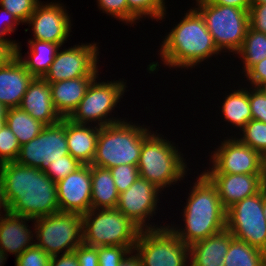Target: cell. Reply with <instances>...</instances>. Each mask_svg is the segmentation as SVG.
I'll return each mask as SVG.
<instances>
[{
	"label": "cell",
	"instance_id": "ee69618b",
	"mask_svg": "<svg viewBox=\"0 0 266 266\" xmlns=\"http://www.w3.org/2000/svg\"><path fill=\"white\" fill-rule=\"evenodd\" d=\"M245 81H246L247 86H251L255 88H259L263 83L266 82V58H264L262 61L255 64L244 75V83Z\"/></svg>",
	"mask_w": 266,
	"mask_h": 266
},
{
	"label": "cell",
	"instance_id": "8992f818",
	"mask_svg": "<svg viewBox=\"0 0 266 266\" xmlns=\"http://www.w3.org/2000/svg\"><path fill=\"white\" fill-rule=\"evenodd\" d=\"M83 243L89 246H125L130 251L141 228L117 208L90 209L82 215Z\"/></svg>",
	"mask_w": 266,
	"mask_h": 266
},
{
	"label": "cell",
	"instance_id": "83f0119b",
	"mask_svg": "<svg viewBox=\"0 0 266 266\" xmlns=\"http://www.w3.org/2000/svg\"><path fill=\"white\" fill-rule=\"evenodd\" d=\"M5 124L14 133L21 146L37 137L46 126L19 107L7 109Z\"/></svg>",
	"mask_w": 266,
	"mask_h": 266
},
{
	"label": "cell",
	"instance_id": "ab89813d",
	"mask_svg": "<svg viewBox=\"0 0 266 266\" xmlns=\"http://www.w3.org/2000/svg\"><path fill=\"white\" fill-rule=\"evenodd\" d=\"M129 252L125 246L98 247L99 266H119Z\"/></svg>",
	"mask_w": 266,
	"mask_h": 266
},
{
	"label": "cell",
	"instance_id": "5b68a950",
	"mask_svg": "<svg viewBox=\"0 0 266 266\" xmlns=\"http://www.w3.org/2000/svg\"><path fill=\"white\" fill-rule=\"evenodd\" d=\"M135 123L125 119L100 127L96 153L91 165L106 169L121 164L137 166L142 143L153 131L150 126Z\"/></svg>",
	"mask_w": 266,
	"mask_h": 266
},
{
	"label": "cell",
	"instance_id": "7a4b0ae2",
	"mask_svg": "<svg viewBox=\"0 0 266 266\" xmlns=\"http://www.w3.org/2000/svg\"><path fill=\"white\" fill-rule=\"evenodd\" d=\"M165 35L157 52L166 68L176 71L181 68L186 72L221 54L204 18L194 6Z\"/></svg>",
	"mask_w": 266,
	"mask_h": 266
},
{
	"label": "cell",
	"instance_id": "8d00e7d4",
	"mask_svg": "<svg viewBox=\"0 0 266 266\" xmlns=\"http://www.w3.org/2000/svg\"><path fill=\"white\" fill-rule=\"evenodd\" d=\"M97 7L101 13L114 17L126 25H128V2L127 0H97Z\"/></svg>",
	"mask_w": 266,
	"mask_h": 266
},
{
	"label": "cell",
	"instance_id": "c3c4849f",
	"mask_svg": "<svg viewBox=\"0 0 266 266\" xmlns=\"http://www.w3.org/2000/svg\"><path fill=\"white\" fill-rule=\"evenodd\" d=\"M119 266H142V263L141 259L133 250L126 255V257L121 261Z\"/></svg>",
	"mask_w": 266,
	"mask_h": 266
},
{
	"label": "cell",
	"instance_id": "277c9868",
	"mask_svg": "<svg viewBox=\"0 0 266 266\" xmlns=\"http://www.w3.org/2000/svg\"><path fill=\"white\" fill-rule=\"evenodd\" d=\"M157 131H153L143 141L137 167L139 177L164 191L176 183L179 185L190 169L187 166V157H183L178 145L165 139L164 135Z\"/></svg>",
	"mask_w": 266,
	"mask_h": 266
},
{
	"label": "cell",
	"instance_id": "4316f807",
	"mask_svg": "<svg viewBox=\"0 0 266 266\" xmlns=\"http://www.w3.org/2000/svg\"><path fill=\"white\" fill-rule=\"evenodd\" d=\"M91 209L116 208L119 193L111 171L91 165Z\"/></svg>",
	"mask_w": 266,
	"mask_h": 266
},
{
	"label": "cell",
	"instance_id": "681fc988",
	"mask_svg": "<svg viewBox=\"0 0 266 266\" xmlns=\"http://www.w3.org/2000/svg\"><path fill=\"white\" fill-rule=\"evenodd\" d=\"M3 209V210H2ZM10 212L9 203L6 198L4 183L0 175V216Z\"/></svg>",
	"mask_w": 266,
	"mask_h": 266
},
{
	"label": "cell",
	"instance_id": "1f68e13d",
	"mask_svg": "<svg viewBox=\"0 0 266 266\" xmlns=\"http://www.w3.org/2000/svg\"><path fill=\"white\" fill-rule=\"evenodd\" d=\"M234 132L236 138L242 143L258 153L263 154L266 152V123L259 120H250L240 131ZM241 133V134H240Z\"/></svg>",
	"mask_w": 266,
	"mask_h": 266
},
{
	"label": "cell",
	"instance_id": "7bdbcfd3",
	"mask_svg": "<svg viewBox=\"0 0 266 266\" xmlns=\"http://www.w3.org/2000/svg\"><path fill=\"white\" fill-rule=\"evenodd\" d=\"M73 252L77 257L80 266H99L98 247L82 243L76 247Z\"/></svg>",
	"mask_w": 266,
	"mask_h": 266
},
{
	"label": "cell",
	"instance_id": "60d3db41",
	"mask_svg": "<svg viewBox=\"0 0 266 266\" xmlns=\"http://www.w3.org/2000/svg\"><path fill=\"white\" fill-rule=\"evenodd\" d=\"M248 87L252 119L266 123V95L259 88Z\"/></svg>",
	"mask_w": 266,
	"mask_h": 266
},
{
	"label": "cell",
	"instance_id": "f5cc1de1",
	"mask_svg": "<svg viewBox=\"0 0 266 266\" xmlns=\"http://www.w3.org/2000/svg\"><path fill=\"white\" fill-rule=\"evenodd\" d=\"M7 256L8 255L0 249V266L5 265V261H7Z\"/></svg>",
	"mask_w": 266,
	"mask_h": 266
},
{
	"label": "cell",
	"instance_id": "3957f363",
	"mask_svg": "<svg viewBox=\"0 0 266 266\" xmlns=\"http://www.w3.org/2000/svg\"><path fill=\"white\" fill-rule=\"evenodd\" d=\"M197 174L196 181L189 188L185 207L181 209L183 212H180L184 225L167 224L188 246L226 228V209L222 206L216 186L203 172Z\"/></svg>",
	"mask_w": 266,
	"mask_h": 266
},
{
	"label": "cell",
	"instance_id": "74e56055",
	"mask_svg": "<svg viewBox=\"0 0 266 266\" xmlns=\"http://www.w3.org/2000/svg\"><path fill=\"white\" fill-rule=\"evenodd\" d=\"M0 8V42L11 47L15 51L18 42L16 40H10V38H6L5 36L18 30L17 26L20 25L21 22L5 8Z\"/></svg>",
	"mask_w": 266,
	"mask_h": 266
},
{
	"label": "cell",
	"instance_id": "f907efd6",
	"mask_svg": "<svg viewBox=\"0 0 266 266\" xmlns=\"http://www.w3.org/2000/svg\"><path fill=\"white\" fill-rule=\"evenodd\" d=\"M260 177H261L262 186H263V188L266 189V152L261 154V173H260Z\"/></svg>",
	"mask_w": 266,
	"mask_h": 266
},
{
	"label": "cell",
	"instance_id": "f1b7e54d",
	"mask_svg": "<svg viewBox=\"0 0 266 266\" xmlns=\"http://www.w3.org/2000/svg\"><path fill=\"white\" fill-rule=\"evenodd\" d=\"M236 57L241 59L243 65L240 70H242L241 75L244 76L255 64L266 58V34L248 27Z\"/></svg>",
	"mask_w": 266,
	"mask_h": 266
},
{
	"label": "cell",
	"instance_id": "f35d334b",
	"mask_svg": "<svg viewBox=\"0 0 266 266\" xmlns=\"http://www.w3.org/2000/svg\"><path fill=\"white\" fill-rule=\"evenodd\" d=\"M50 258L40 247L33 244L15 259V266H50Z\"/></svg>",
	"mask_w": 266,
	"mask_h": 266
},
{
	"label": "cell",
	"instance_id": "cb8c5ba5",
	"mask_svg": "<svg viewBox=\"0 0 266 266\" xmlns=\"http://www.w3.org/2000/svg\"><path fill=\"white\" fill-rule=\"evenodd\" d=\"M95 78L78 77L49 83L53 105L62 118H68L73 113Z\"/></svg>",
	"mask_w": 266,
	"mask_h": 266
},
{
	"label": "cell",
	"instance_id": "bcb514c9",
	"mask_svg": "<svg viewBox=\"0 0 266 266\" xmlns=\"http://www.w3.org/2000/svg\"><path fill=\"white\" fill-rule=\"evenodd\" d=\"M213 4L224 5V6H233L240 9L249 11L251 6V0H208Z\"/></svg>",
	"mask_w": 266,
	"mask_h": 266
},
{
	"label": "cell",
	"instance_id": "4fadbf2b",
	"mask_svg": "<svg viewBox=\"0 0 266 266\" xmlns=\"http://www.w3.org/2000/svg\"><path fill=\"white\" fill-rule=\"evenodd\" d=\"M159 193L163 192L156 185L138 177L126 191L119 194L116 208L142 230L165 227L167 223L158 225L150 222L160 209L158 203L162 195L159 196Z\"/></svg>",
	"mask_w": 266,
	"mask_h": 266
},
{
	"label": "cell",
	"instance_id": "d590c367",
	"mask_svg": "<svg viewBox=\"0 0 266 266\" xmlns=\"http://www.w3.org/2000/svg\"><path fill=\"white\" fill-rule=\"evenodd\" d=\"M41 0H0V7L13 14L22 24H26Z\"/></svg>",
	"mask_w": 266,
	"mask_h": 266
},
{
	"label": "cell",
	"instance_id": "6da1fadb",
	"mask_svg": "<svg viewBox=\"0 0 266 266\" xmlns=\"http://www.w3.org/2000/svg\"><path fill=\"white\" fill-rule=\"evenodd\" d=\"M0 175L12 214L35 220L59 212L57 183L42 169L6 162Z\"/></svg>",
	"mask_w": 266,
	"mask_h": 266
},
{
	"label": "cell",
	"instance_id": "816d5d0a",
	"mask_svg": "<svg viewBox=\"0 0 266 266\" xmlns=\"http://www.w3.org/2000/svg\"><path fill=\"white\" fill-rule=\"evenodd\" d=\"M6 113H7V108L0 103V129L6 123Z\"/></svg>",
	"mask_w": 266,
	"mask_h": 266
},
{
	"label": "cell",
	"instance_id": "e575fe53",
	"mask_svg": "<svg viewBox=\"0 0 266 266\" xmlns=\"http://www.w3.org/2000/svg\"><path fill=\"white\" fill-rule=\"evenodd\" d=\"M109 170L119 194L126 191L139 177L138 167L134 165L121 164Z\"/></svg>",
	"mask_w": 266,
	"mask_h": 266
},
{
	"label": "cell",
	"instance_id": "603a6c76",
	"mask_svg": "<svg viewBox=\"0 0 266 266\" xmlns=\"http://www.w3.org/2000/svg\"><path fill=\"white\" fill-rule=\"evenodd\" d=\"M99 130L100 126L77 124L66 118V140L69 154L81 164H92Z\"/></svg>",
	"mask_w": 266,
	"mask_h": 266
},
{
	"label": "cell",
	"instance_id": "ba28073f",
	"mask_svg": "<svg viewBox=\"0 0 266 266\" xmlns=\"http://www.w3.org/2000/svg\"><path fill=\"white\" fill-rule=\"evenodd\" d=\"M97 76L89 85L85 96L77 108L68 117L77 124H92L100 127L121 122L126 119L114 117L111 114L127 92V84L124 78L105 82ZM99 80V82H98ZM125 81V82H124ZM109 116V118H108Z\"/></svg>",
	"mask_w": 266,
	"mask_h": 266
},
{
	"label": "cell",
	"instance_id": "8fae6325",
	"mask_svg": "<svg viewBox=\"0 0 266 266\" xmlns=\"http://www.w3.org/2000/svg\"><path fill=\"white\" fill-rule=\"evenodd\" d=\"M226 229L234 238L266 253V218L263 212V189L234 203L226 210Z\"/></svg>",
	"mask_w": 266,
	"mask_h": 266
},
{
	"label": "cell",
	"instance_id": "d6986e66",
	"mask_svg": "<svg viewBox=\"0 0 266 266\" xmlns=\"http://www.w3.org/2000/svg\"><path fill=\"white\" fill-rule=\"evenodd\" d=\"M31 221L34 220L11 212L0 216V249L4 253L13 254L17 259L34 244V224L28 225Z\"/></svg>",
	"mask_w": 266,
	"mask_h": 266
},
{
	"label": "cell",
	"instance_id": "836d02e7",
	"mask_svg": "<svg viewBox=\"0 0 266 266\" xmlns=\"http://www.w3.org/2000/svg\"><path fill=\"white\" fill-rule=\"evenodd\" d=\"M82 164L70 154L62 159L53 161L44 167L43 172L53 181L58 182L64 179L68 174L74 172Z\"/></svg>",
	"mask_w": 266,
	"mask_h": 266
},
{
	"label": "cell",
	"instance_id": "484cf974",
	"mask_svg": "<svg viewBox=\"0 0 266 266\" xmlns=\"http://www.w3.org/2000/svg\"><path fill=\"white\" fill-rule=\"evenodd\" d=\"M242 84L235 87V89L230 90V93L228 94L226 92V96L223 98V103L221 107V114L222 118L221 122H227L226 124V130L227 126H232L236 130H241L250 120H252V114L250 109V103H249V89L248 87H241ZM232 91V92H231ZM229 123V124H228Z\"/></svg>",
	"mask_w": 266,
	"mask_h": 266
},
{
	"label": "cell",
	"instance_id": "7dc6e473",
	"mask_svg": "<svg viewBox=\"0 0 266 266\" xmlns=\"http://www.w3.org/2000/svg\"><path fill=\"white\" fill-rule=\"evenodd\" d=\"M14 55L15 51L11 47L0 42V68H2Z\"/></svg>",
	"mask_w": 266,
	"mask_h": 266
},
{
	"label": "cell",
	"instance_id": "9c48e42d",
	"mask_svg": "<svg viewBox=\"0 0 266 266\" xmlns=\"http://www.w3.org/2000/svg\"><path fill=\"white\" fill-rule=\"evenodd\" d=\"M34 224V244L50 257L67 254L83 243L82 215L56 212L37 218Z\"/></svg>",
	"mask_w": 266,
	"mask_h": 266
},
{
	"label": "cell",
	"instance_id": "30bf717a",
	"mask_svg": "<svg viewBox=\"0 0 266 266\" xmlns=\"http://www.w3.org/2000/svg\"><path fill=\"white\" fill-rule=\"evenodd\" d=\"M134 251L142 266H190L189 246L168 226L141 230Z\"/></svg>",
	"mask_w": 266,
	"mask_h": 266
},
{
	"label": "cell",
	"instance_id": "52a82bcc",
	"mask_svg": "<svg viewBox=\"0 0 266 266\" xmlns=\"http://www.w3.org/2000/svg\"><path fill=\"white\" fill-rule=\"evenodd\" d=\"M194 6L204 18L218 50L234 55L241 48L249 27L248 11L233 6L213 4L208 0H195Z\"/></svg>",
	"mask_w": 266,
	"mask_h": 266
},
{
	"label": "cell",
	"instance_id": "44dd1931",
	"mask_svg": "<svg viewBox=\"0 0 266 266\" xmlns=\"http://www.w3.org/2000/svg\"><path fill=\"white\" fill-rule=\"evenodd\" d=\"M33 78L14 55L0 68V103L7 109L19 107Z\"/></svg>",
	"mask_w": 266,
	"mask_h": 266
},
{
	"label": "cell",
	"instance_id": "d4e9b609",
	"mask_svg": "<svg viewBox=\"0 0 266 266\" xmlns=\"http://www.w3.org/2000/svg\"><path fill=\"white\" fill-rule=\"evenodd\" d=\"M28 51L22 55L21 43H18L15 55L23 63L26 70L34 78H44L50 69L58 50L61 48L59 43L28 39Z\"/></svg>",
	"mask_w": 266,
	"mask_h": 266
},
{
	"label": "cell",
	"instance_id": "d6a6232c",
	"mask_svg": "<svg viewBox=\"0 0 266 266\" xmlns=\"http://www.w3.org/2000/svg\"><path fill=\"white\" fill-rule=\"evenodd\" d=\"M21 145L11 129L5 124L0 129V163L16 161Z\"/></svg>",
	"mask_w": 266,
	"mask_h": 266
},
{
	"label": "cell",
	"instance_id": "9a60e30c",
	"mask_svg": "<svg viewBox=\"0 0 266 266\" xmlns=\"http://www.w3.org/2000/svg\"><path fill=\"white\" fill-rule=\"evenodd\" d=\"M68 154L66 118H63L56 124L45 126L37 137L23 144L16 162L43 170L51 162Z\"/></svg>",
	"mask_w": 266,
	"mask_h": 266
},
{
	"label": "cell",
	"instance_id": "5bb4252c",
	"mask_svg": "<svg viewBox=\"0 0 266 266\" xmlns=\"http://www.w3.org/2000/svg\"><path fill=\"white\" fill-rule=\"evenodd\" d=\"M229 137H224L215 150L209 154V167L203 173L224 174H260L261 154L251 147L242 144L231 131ZM211 164V166H210Z\"/></svg>",
	"mask_w": 266,
	"mask_h": 266
},
{
	"label": "cell",
	"instance_id": "7402d4cb",
	"mask_svg": "<svg viewBox=\"0 0 266 266\" xmlns=\"http://www.w3.org/2000/svg\"><path fill=\"white\" fill-rule=\"evenodd\" d=\"M232 233L226 228L189 246L190 266H224Z\"/></svg>",
	"mask_w": 266,
	"mask_h": 266
},
{
	"label": "cell",
	"instance_id": "7c38bea8",
	"mask_svg": "<svg viewBox=\"0 0 266 266\" xmlns=\"http://www.w3.org/2000/svg\"><path fill=\"white\" fill-rule=\"evenodd\" d=\"M99 43H80L68 48H61L52 62L49 71L44 76L48 83L78 77L99 76Z\"/></svg>",
	"mask_w": 266,
	"mask_h": 266
},
{
	"label": "cell",
	"instance_id": "ffe728a7",
	"mask_svg": "<svg viewBox=\"0 0 266 266\" xmlns=\"http://www.w3.org/2000/svg\"><path fill=\"white\" fill-rule=\"evenodd\" d=\"M19 108L46 126L56 124L63 119L53 105L50 85L44 78H33Z\"/></svg>",
	"mask_w": 266,
	"mask_h": 266
},
{
	"label": "cell",
	"instance_id": "11a10c76",
	"mask_svg": "<svg viewBox=\"0 0 266 266\" xmlns=\"http://www.w3.org/2000/svg\"><path fill=\"white\" fill-rule=\"evenodd\" d=\"M252 4H263L266 3V0H251Z\"/></svg>",
	"mask_w": 266,
	"mask_h": 266
},
{
	"label": "cell",
	"instance_id": "db71d44e",
	"mask_svg": "<svg viewBox=\"0 0 266 266\" xmlns=\"http://www.w3.org/2000/svg\"><path fill=\"white\" fill-rule=\"evenodd\" d=\"M263 212L266 218V189L263 188Z\"/></svg>",
	"mask_w": 266,
	"mask_h": 266
},
{
	"label": "cell",
	"instance_id": "e0dca14e",
	"mask_svg": "<svg viewBox=\"0 0 266 266\" xmlns=\"http://www.w3.org/2000/svg\"><path fill=\"white\" fill-rule=\"evenodd\" d=\"M56 183L60 212L84 215L91 209V165L82 164Z\"/></svg>",
	"mask_w": 266,
	"mask_h": 266
},
{
	"label": "cell",
	"instance_id": "2e32d148",
	"mask_svg": "<svg viewBox=\"0 0 266 266\" xmlns=\"http://www.w3.org/2000/svg\"><path fill=\"white\" fill-rule=\"evenodd\" d=\"M41 1L28 19V26H32L33 37L31 39L59 43L63 46L73 32L72 17L62 2Z\"/></svg>",
	"mask_w": 266,
	"mask_h": 266
},
{
	"label": "cell",
	"instance_id": "f546056e",
	"mask_svg": "<svg viewBox=\"0 0 266 266\" xmlns=\"http://www.w3.org/2000/svg\"><path fill=\"white\" fill-rule=\"evenodd\" d=\"M266 253L259 248L232 237L224 266H265Z\"/></svg>",
	"mask_w": 266,
	"mask_h": 266
},
{
	"label": "cell",
	"instance_id": "b9f144b4",
	"mask_svg": "<svg viewBox=\"0 0 266 266\" xmlns=\"http://www.w3.org/2000/svg\"><path fill=\"white\" fill-rule=\"evenodd\" d=\"M248 16L249 27L266 34V3L251 4Z\"/></svg>",
	"mask_w": 266,
	"mask_h": 266
},
{
	"label": "cell",
	"instance_id": "9f6ffc18",
	"mask_svg": "<svg viewBox=\"0 0 266 266\" xmlns=\"http://www.w3.org/2000/svg\"><path fill=\"white\" fill-rule=\"evenodd\" d=\"M259 89L266 95V82L265 83H263L260 87H259Z\"/></svg>",
	"mask_w": 266,
	"mask_h": 266
},
{
	"label": "cell",
	"instance_id": "f6af8a7d",
	"mask_svg": "<svg viewBox=\"0 0 266 266\" xmlns=\"http://www.w3.org/2000/svg\"><path fill=\"white\" fill-rule=\"evenodd\" d=\"M50 266H80L74 252L55 255L50 258Z\"/></svg>",
	"mask_w": 266,
	"mask_h": 266
},
{
	"label": "cell",
	"instance_id": "4dcf8cb0",
	"mask_svg": "<svg viewBox=\"0 0 266 266\" xmlns=\"http://www.w3.org/2000/svg\"><path fill=\"white\" fill-rule=\"evenodd\" d=\"M127 2L128 26L131 25V27L146 17L161 23L160 21H165L166 14H168L166 0H127Z\"/></svg>",
	"mask_w": 266,
	"mask_h": 266
},
{
	"label": "cell",
	"instance_id": "ac0fdd59",
	"mask_svg": "<svg viewBox=\"0 0 266 266\" xmlns=\"http://www.w3.org/2000/svg\"><path fill=\"white\" fill-rule=\"evenodd\" d=\"M216 186L222 206L227 210L234 203L259 193L260 174L204 173Z\"/></svg>",
	"mask_w": 266,
	"mask_h": 266
}]
</instances>
